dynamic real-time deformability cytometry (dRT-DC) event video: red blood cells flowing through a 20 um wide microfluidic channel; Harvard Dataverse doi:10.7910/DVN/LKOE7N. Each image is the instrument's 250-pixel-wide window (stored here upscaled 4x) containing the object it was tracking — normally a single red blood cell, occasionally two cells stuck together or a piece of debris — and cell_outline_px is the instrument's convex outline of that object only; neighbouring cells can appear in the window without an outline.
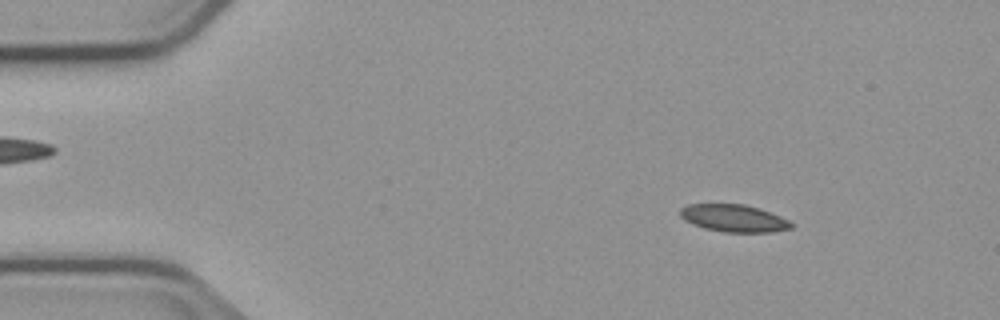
{"species": "common noctule bat (a hibernating species)", "species_latin": "Nyctalus noctula", "temperature_condition": "cold", "stored_images_in_passage": 50, "camera_frame_rate_fps": 3000, "um_per_image_px": 0.085, "animal": {"sex": "male", "body_mass_g": 23.1, "forearm_length_mm": 52.7}, "frame": {"image": 1, "passage_image": 3, "time_ms": 0.667, "image_size_px": [1000, 320], "cell_outline_px": [[796, 224], [792, 228], [772, 232], [724, 232], [704, 228], [692, 224], [684, 220], [680, 216], [680, 208], [688, 204], [744, 204], [760, 208], [780, 216]], "centroid_in_image_um": [62.38, 18.55], "position_along_channel_um": 22.6, "area_um2": 17.86}}
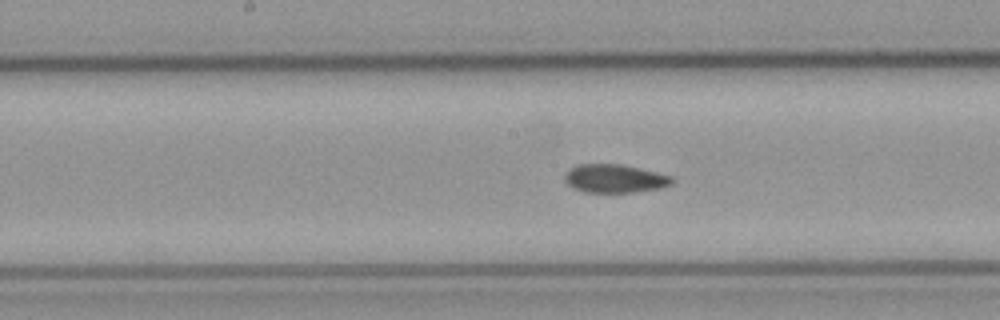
{"frame": {"image": 2, "passage_image": 23, "time_ms": 7.333, "image_size_px": [1000, 320], "cell_outline_px": [[676, 180], [672, 184], [660, 188], [632, 192], [584, 192], [572, 188], [564, 180], [564, 176], [572, 168], [580, 164], [620, 164], [656, 172], [672, 176]], "centroid_in_image_um": [52.27, 15.18], "position_along_channel_um": 195.9, "area_um2": 17.63}}
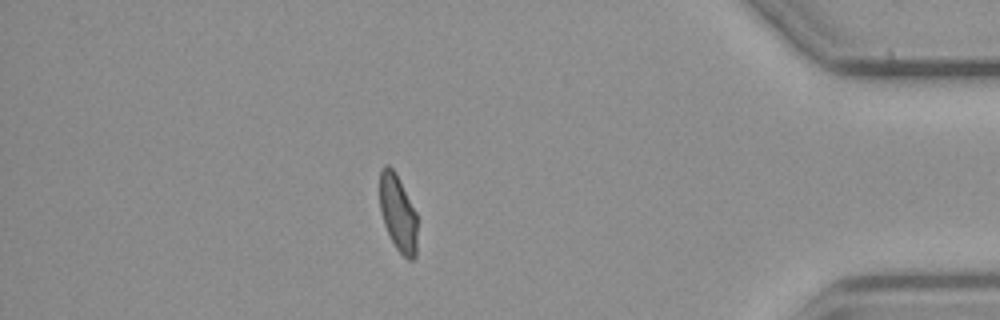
{"frame": {"image": 3, "passage_image": 43, "time_ms": 14.0, "image_size_px": [1000, 320], "cell_outline_px": [[416, 256], [412, 260], [408, 260], [396, 248], [384, 224], [380, 212], [380, 172], [384, 164], [388, 164], [396, 172], [416, 212]], "centroid_in_image_um": [33.82, 18.08], "position_along_channel_um": 401.4, "area_um2": 16.7}, "authors_computed_cell_mechanics": {"area_um2": 17.8891, "velocity_mm_per_s": 3.7424, "shape_relaxation_time_tau1_ms": null, "shape_relaxation_time_tau2_ms": 2.4955, "deformation_change_tau1": null, "deformation_change_tau2": 0.0528}}